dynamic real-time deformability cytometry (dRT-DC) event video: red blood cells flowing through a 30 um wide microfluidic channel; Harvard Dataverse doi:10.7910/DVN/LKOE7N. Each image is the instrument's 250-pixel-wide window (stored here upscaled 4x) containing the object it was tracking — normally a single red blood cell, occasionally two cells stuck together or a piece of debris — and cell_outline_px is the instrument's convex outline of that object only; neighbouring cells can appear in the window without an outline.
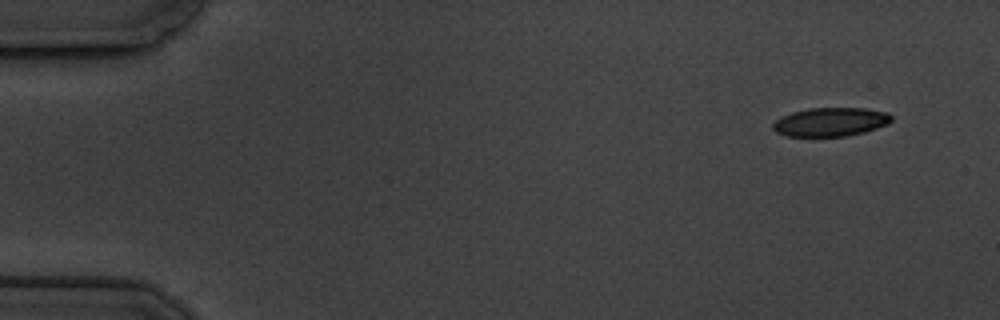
{"species": "common noctule bat (a hibernating species)", "species_latin": "Nyctalus noctula", "temperature_condition": "cold", "stored_images_in_passage": 6, "camera_frame_rate_fps": 3000, "um_per_image_px": 0.085, "animal": {"sex": "male", "body_mass_g": 19.5, "forearm_length_mm": 54.6}, "frame": {"image": 1, "passage_image": 1, "time_ms": 0.0, "image_size_px": [1000, 320], "cell_outline_px": [[892, 120], [888, 124], [864, 132], [848, 136], [788, 136], [776, 132], [772, 128], [772, 124], [776, 120], [792, 112], [808, 108], [864, 108], [888, 112], [892, 116]], "centroid_in_image_um": [70.62, 10.36], "position_along_channel_um": 14.4, "area_um2": 19.83}}
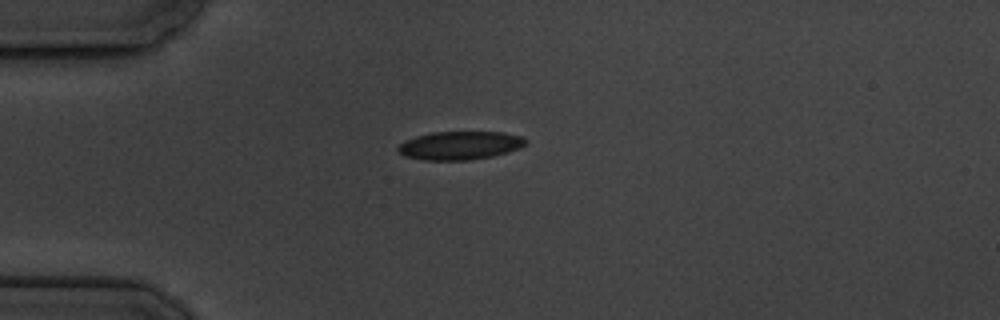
{"frame": {"image": 2, "passage_image": 4, "time_ms": 3.667, "image_size_px": [1000, 320], "cell_outline_px": [[528, 140], [520, 148], [508, 152], [492, 156], [468, 160], [424, 160], [404, 156], [396, 148], [404, 140], [416, 136], [432, 132], [504, 132], [524, 136]], "centroid_in_image_um": [39.11, 12.36], "position_along_channel_um": 45.9, "area_um2": 21.21}}